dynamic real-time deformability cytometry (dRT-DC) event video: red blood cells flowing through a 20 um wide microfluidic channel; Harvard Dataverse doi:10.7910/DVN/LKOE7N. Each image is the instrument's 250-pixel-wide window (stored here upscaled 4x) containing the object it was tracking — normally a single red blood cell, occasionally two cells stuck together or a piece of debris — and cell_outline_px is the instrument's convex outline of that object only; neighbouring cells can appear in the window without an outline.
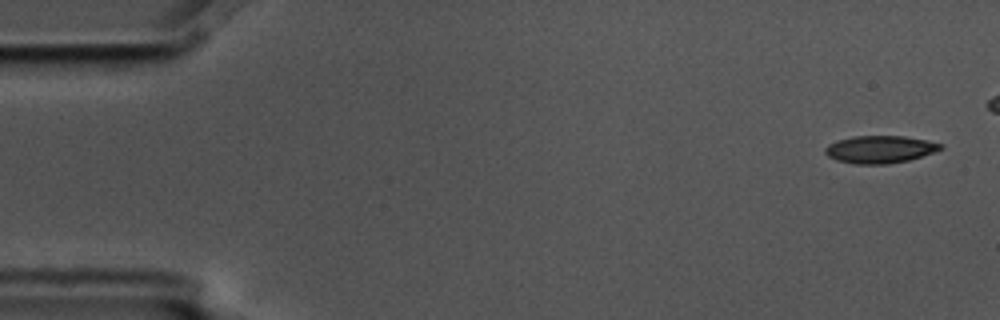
{"species": "common noctule bat (a hibernating species)", "species_latin": "Nyctalus noctula", "temperature_condition": "cold", "stored_images_in_passage": 6, "camera_frame_rate_fps": 3000, "um_per_image_px": 0.085, "animal": {"sex": "male", "body_mass_g": 17.5, "forearm_length_mm": 52.3}, "frame": {"image": 1, "passage_image": 1, "time_ms": 0.0, "image_size_px": [1000, 320], "cell_outline_px": [[944, 148], [936, 152], [908, 160], [888, 164], [856, 164], [836, 160], [828, 156], [824, 152], [824, 148], [828, 144], [836, 140], [852, 136], [904, 136], [928, 140], [940, 144]], "centroid_in_image_um": [74.78, 12.69], "position_along_channel_um": 10.2, "area_um2": 18.61}}